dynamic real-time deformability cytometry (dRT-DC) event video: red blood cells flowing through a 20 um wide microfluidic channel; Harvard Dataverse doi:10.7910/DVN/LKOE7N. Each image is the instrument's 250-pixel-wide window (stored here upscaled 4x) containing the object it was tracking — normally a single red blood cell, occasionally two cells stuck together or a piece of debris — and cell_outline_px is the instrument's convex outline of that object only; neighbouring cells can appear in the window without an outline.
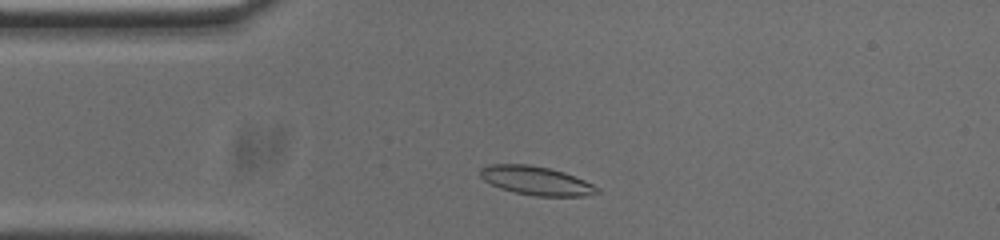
{"species": "common noctule bat (a hibernating species)", "species_latin": "Nyctalus noctula", "temperature_condition": "cold", "stored_images_in_passage": 31, "camera_frame_rate_fps": 3000, "um_per_image_px": 0.085, "animal": {"sex": "male", "body_mass_g": 20.0, "forearm_length_mm": 53.3}, "frame": {"image": 1, "passage_image": 4, "time_ms": 1.0, "image_size_px": [1000, 240], "cell_outline_px": [[600, 192], [588, 196], [536, 196], [516, 192], [500, 188], [484, 180], [480, 176], [480, 168], [488, 164], [528, 164], [548, 168], [564, 172], [584, 180], [600, 188]], "centroid_in_image_um": [45.59, 15.35], "position_along_channel_um": 39.4, "area_um2": 19.54}}
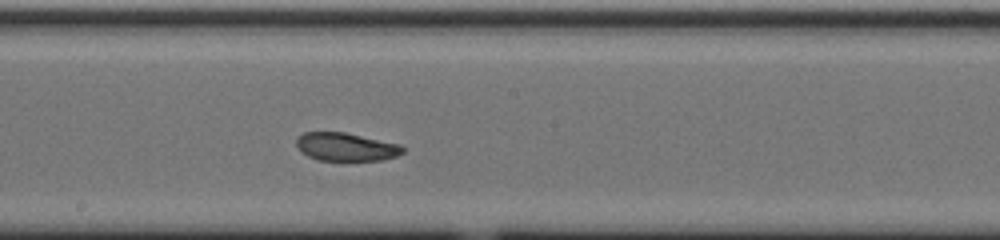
{"frame": {"image": 2, "passage_image": 20, "time_ms": 6.333, "image_size_px": [1000, 240], "cell_outline_px": [[404, 152], [396, 156], [384, 160], [348, 164], [316, 160], [300, 152], [296, 144], [296, 140], [304, 132], [344, 132], [400, 144], [404, 148]], "centroid_in_image_um": [29.42, 12.55], "position_along_channel_um": 218.8, "area_um2": 18.44}}
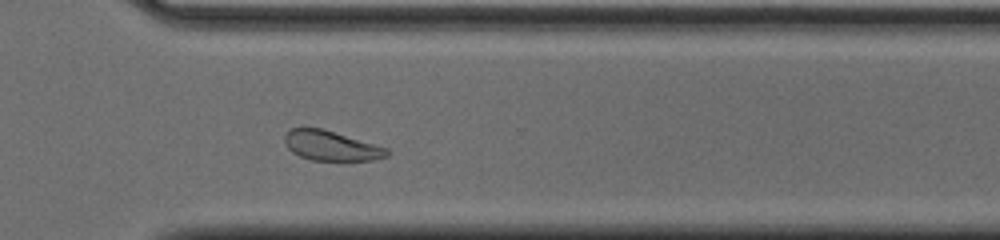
{"frame": {"image": 3, "passage_image": 30, "time_ms": 9.667, "image_size_px": [1000, 240], "cell_outline_px": [[392, 152], [388, 156], [372, 160], [312, 160], [300, 156], [292, 152], [284, 144], [284, 136], [292, 128], [320, 128], [388, 148]], "centroid_in_image_um": [28.15, 12.4], "position_along_channel_um": 342.4, "area_um2": 17.57}}